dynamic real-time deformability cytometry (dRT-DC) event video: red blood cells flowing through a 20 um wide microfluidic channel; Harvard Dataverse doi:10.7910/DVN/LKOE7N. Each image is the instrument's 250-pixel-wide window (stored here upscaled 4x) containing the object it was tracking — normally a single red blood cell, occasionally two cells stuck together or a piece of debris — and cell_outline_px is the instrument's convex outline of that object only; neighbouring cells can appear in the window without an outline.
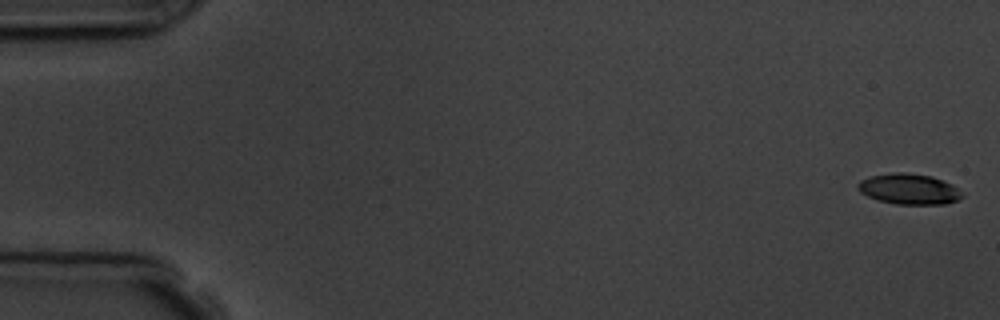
{"species": "common noctule bat (a hibernating species)", "species_latin": "Nyctalus noctula", "temperature_condition": "room temperature", "stored_images_in_passage": 4, "camera_frame_rate_fps": 3000, "um_per_image_px": 0.085, "animal": {"sex": "male", "body_mass_g": 19.5, "forearm_length_mm": 54.6}, "frame": {"image": 1, "passage_image": 1, "time_ms": 0.0, "image_size_px": [1000, 320], "cell_outline_px": [[964, 196], [960, 200], [948, 204], [896, 204], [880, 200], [868, 196], [860, 192], [856, 188], [856, 184], [860, 180], [872, 176], [896, 172], [904, 172], [932, 176], [952, 184]], "centroid_in_image_um": [77.28, 16.07], "position_along_channel_um": 7.7, "area_um2": 18.61}}